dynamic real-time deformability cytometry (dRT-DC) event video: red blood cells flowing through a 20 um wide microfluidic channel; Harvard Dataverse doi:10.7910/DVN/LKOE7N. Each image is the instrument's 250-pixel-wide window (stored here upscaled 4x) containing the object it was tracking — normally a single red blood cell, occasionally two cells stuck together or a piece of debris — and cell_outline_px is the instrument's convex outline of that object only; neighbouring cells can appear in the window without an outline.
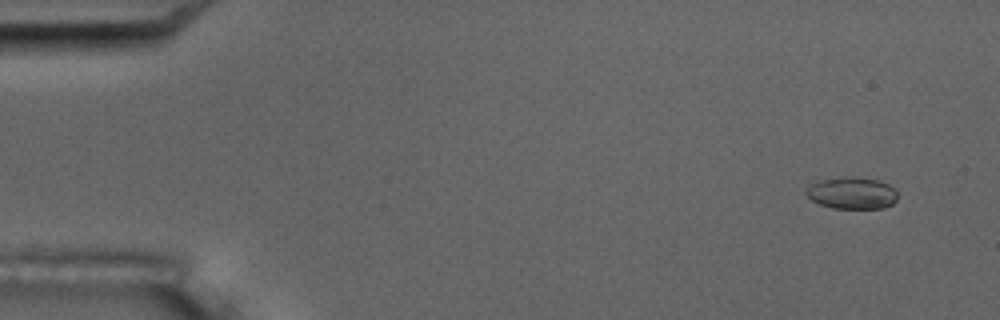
{"species": "common noctule bat (a hibernating species)", "species_latin": "Nyctalus noctula", "temperature_condition": "room temperature", "stored_images_in_passage": 5, "camera_frame_rate_fps": 3000, "um_per_image_px": 0.085, "animal": {"sex": "male", "body_mass_g": 17.5, "forearm_length_mm": 52.3}, "frame": {"image": 1, "passage_image": 1, "time_ms": 0.0, "image_size_px": [1000, 320], "cell_outline_px": [[896, 200], [892, 204], [884, 208], [832, 208], [820, 204], [812, 200], [804, 192], [808, 184], [820, 180], [852, 176], [880, 180], [896, 188]], "centroid_in_image_um": [72.41, 16.4], "position_along_channel_um": 12.6, "area_um2": 17.11}}